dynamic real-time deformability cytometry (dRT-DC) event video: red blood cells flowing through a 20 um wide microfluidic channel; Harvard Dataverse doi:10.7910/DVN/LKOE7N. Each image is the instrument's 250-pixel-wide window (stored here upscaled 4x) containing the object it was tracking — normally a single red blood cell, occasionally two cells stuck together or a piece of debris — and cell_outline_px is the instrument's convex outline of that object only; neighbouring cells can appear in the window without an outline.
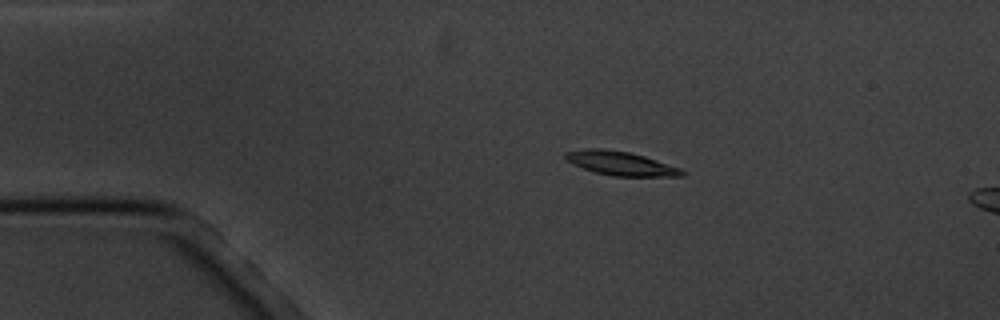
{"species": "common noctule bat (a hibernating species)", "species_latin": "Nyctalus noctula", "temperature_condition": "cold", "stored_images_in_passage": 5, "camera_frame_rate_fps": 3000, "um_per_image_px": 0.085, "animal": {"sex": "male", "body_mass_g": 20.1, "forearm_length_mm": 53.5}, "frame": {"image": 1, "passage_image": 4, "time_ms": 3.333, "image_size_px": [1000, 320], "cell_outline_px": [[688, 172], [684, 176], [612, 176], [596, 172], [572, 164], [564, 156], [564, 152], [592, 148], [600, 148], [628, 152], [644, 156], [680, 168]], "centroid_in_image_um": [52.78, 13.89], "position_along_channel_um": 32.2, "area_um2": 16.07}}